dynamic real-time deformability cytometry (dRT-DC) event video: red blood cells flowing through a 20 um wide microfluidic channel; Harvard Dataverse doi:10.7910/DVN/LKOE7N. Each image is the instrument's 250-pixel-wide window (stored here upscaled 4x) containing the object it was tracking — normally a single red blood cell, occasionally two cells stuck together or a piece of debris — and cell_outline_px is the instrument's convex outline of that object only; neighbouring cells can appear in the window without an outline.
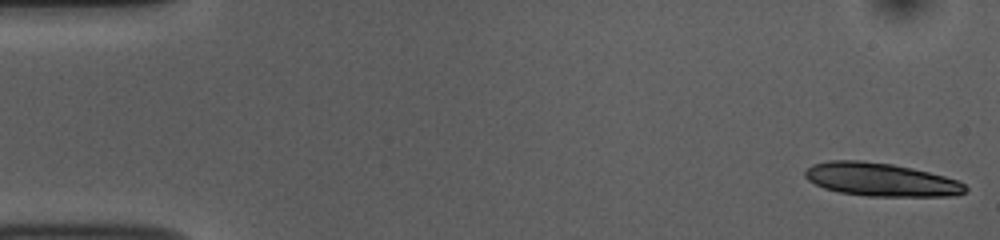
{"species": "common noctule bat (a hibernating species)", "species_latin": "Nyctalus noctula", "temperature_condition": "room temperature", "stored_images_in_passage": 15, "camera_frame_rate_fps": 3000, "um_per_image_px": 0.085, "animal": {"sex": "female", "body_mass_g": 10.0, "forearm_length_mm": 53.1}, "frame": {"image": 1, "passage_image": 1, "time_ms": 0.0, "image_size_px": [1000, 240], "cell_outline_px": [[968, 188], [964, 192], [956, 196], [868, 196], [840, 192], [824, 188], [808, 180], [804, 176], [804, 172], [812, 164], [828, 160], [860, 160], [892, 164], [912, 168], [944, 176], [956, 180], [964, 184]], "centroid_in_image_um": [74.85, 15.26], "position_along_channel_um": 10.1, "area_um2": 30.98}}